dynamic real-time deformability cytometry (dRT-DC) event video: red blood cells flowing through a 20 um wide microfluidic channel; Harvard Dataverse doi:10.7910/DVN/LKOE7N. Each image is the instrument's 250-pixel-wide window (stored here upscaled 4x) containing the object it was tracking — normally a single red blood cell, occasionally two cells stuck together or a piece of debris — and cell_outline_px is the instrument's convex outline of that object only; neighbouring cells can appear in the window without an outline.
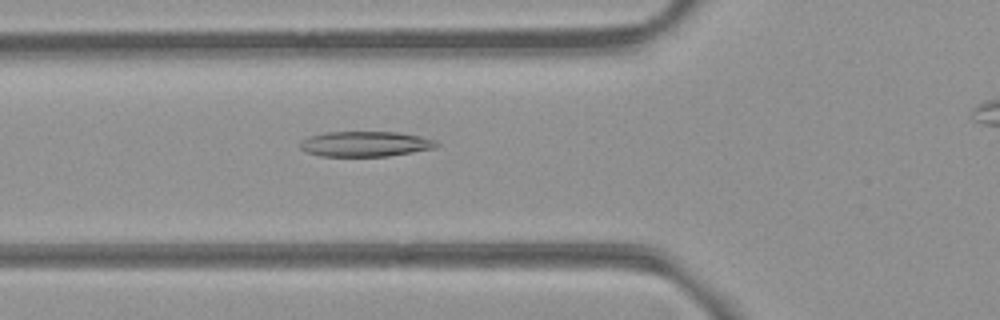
{"species": "common noctule bat (a hibernating species)", "species_latin": "Nyctalus noctula", "temperature_condition": "room temperature", "stored_images_in_passage": 48, "camera_frame_rate_fps": 3000, "um_per_image_px": 0.085, "animal": {"sex": "female", "body_mass_g": 21.9}, "frame": {"image": 1, "passage_image": 20, "time_ms": 6.333, "image_size_px": [1000, 320], "cell_outline_px": [[440, 144], [436, 148], [388, 156], [320, 156], [304, 152], [300, 148], [300, 140], [324, 132], [396, 132], [420, 136], [436, 140]], "centroid_in_image_um": [31.05, 12.24], "position_along_channel_um": 94.8, "area_um2": 20.17}}
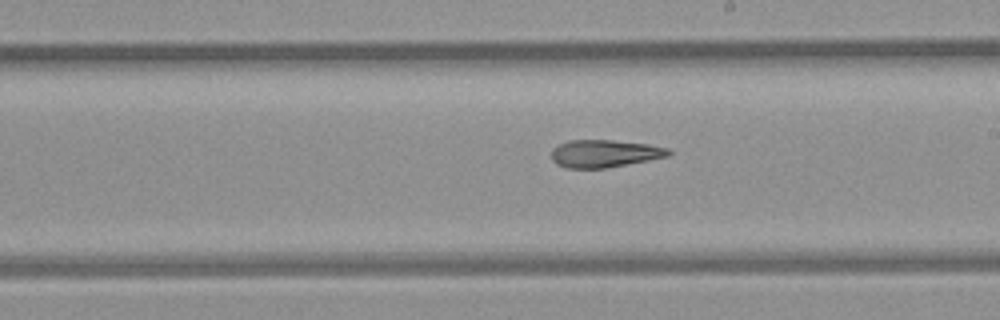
{"frame": {"image": 2, "passage_image": 31, "time_ms": 10.0, "image_size_px": [1000, 320], "cell_outline_px": [[672, 152], [668, 156], [648, 160], [604, 168], [568, 168], [556, 164], [552, 160], [552, 148], [568, 140], [612, 140], [648, 144], [668, 148]], "centroid_in_image_um": [51.37, 13.04], "position_along_channel_um": 237.6, "area_um2": 18.67}}
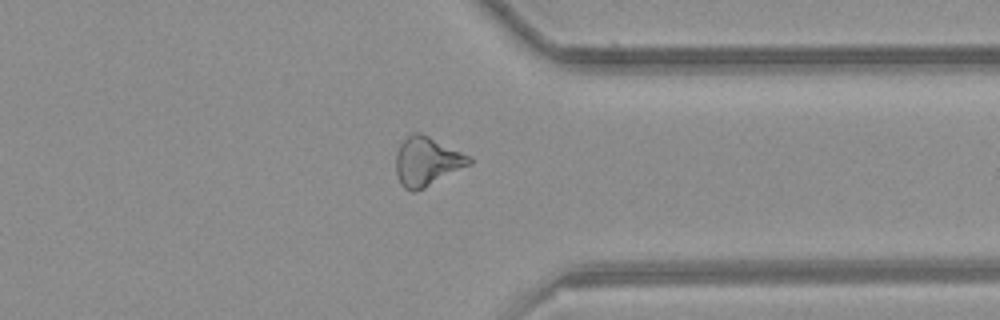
{"frame": {"image": 3, "passage_image": 42, "time_ms": 13.667, "image_size_px": [1000, 320], "cell_outline_px": [[472, 164], [424, 188], [412, 192], [404, 188], [400, 184], [396, 172], [396, 152], [400, 144], [412, 132], [420, 132], [472, 156]], "centroid_in_image_um": [36.3, 13.72], "position_along_channel_um": 375.1, "area_um2": 21.04}, "authors_computed_cell_mechanics": {"area_um2": 20.3167, "velocity_mm_per_s": 3.8735, "shape_relaxation_time_tau1_ms": null, "shape_relaxation_time_tau2_ms": 7.9395, "deformation_change_tau1": null, "deformation_change_tau2": 0.1962}}